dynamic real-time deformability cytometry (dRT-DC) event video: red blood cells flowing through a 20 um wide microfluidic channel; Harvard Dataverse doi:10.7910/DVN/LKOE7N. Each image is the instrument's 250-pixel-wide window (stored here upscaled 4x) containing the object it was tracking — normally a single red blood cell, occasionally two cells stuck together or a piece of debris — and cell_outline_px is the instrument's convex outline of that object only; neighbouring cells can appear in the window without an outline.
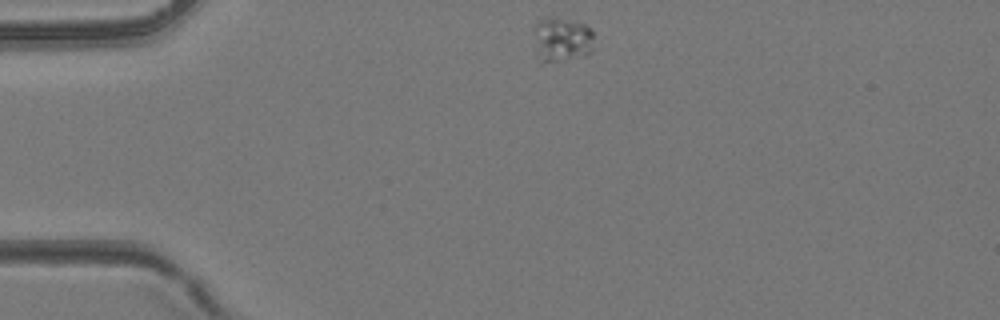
{"species": "common noctule bat (a hibernating species)", "species_latin": "Nyctalus noctula", "temperature_condition": "room temperature", "stored_images_in_passage": 36, "camera_frame_rate_fps": 3000, "um_per_image_px": 0.085, "animal": {"sex": "female", "body_mass_g": 24.6, "forearm_length_mm": 56.2}, "frame": {"image": 1, "passage_image": 1, "time_ms": 0.0, "image_size_px": [1000, 320], "cell_outline_px": [[592, 36], [588, 52], [584, 56], [564, 60], [544, 60], [536, 52], [536, 24], [540, 20], [556, 16], [584, 24], [592, 28]], "centroid_in_image_um": [47.78, 3.31], "position_along_channel_um": 37.2, "area_um2": 14.85}}
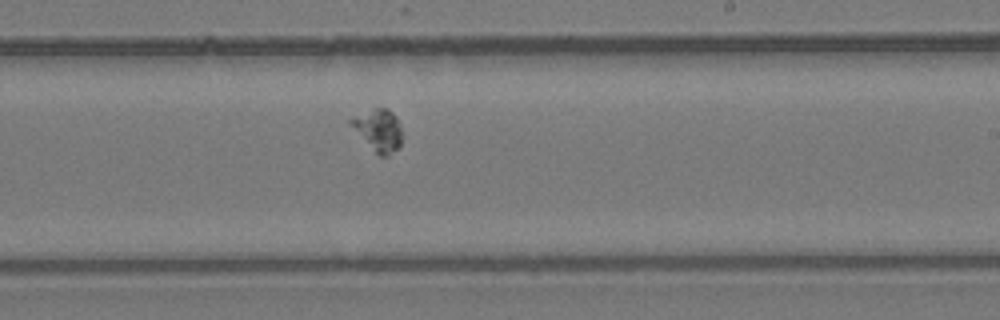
{"frame": {"image": 2, "passage_image": 18, "time_ms": 5.667, "image_size_px": [1000, 320], "cell_outline_px": [[400, 148], [388, 156], [380, 156], [348, 124], [348, 120], [376, 108], [388, 108], [396, 116], [400, 128]], "centroid_in_image_um": [32.18, 11.07], "position_along_channel_um": 256.8, "area_um2": 12.14}}
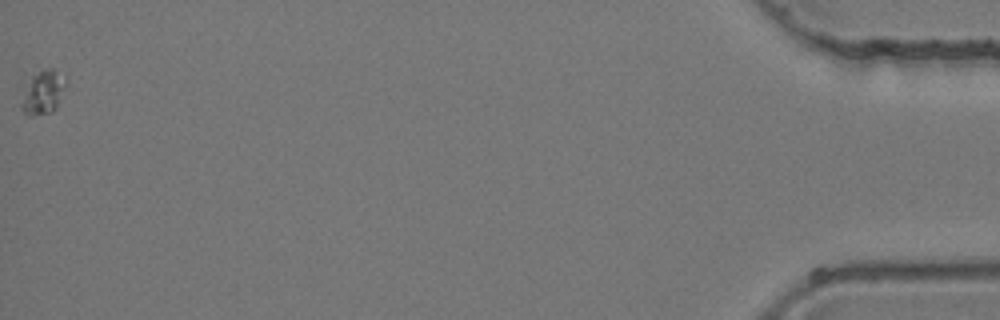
{"frame": {"image": 3, "passage_image": 36, "time_ms": 11.667, "image_size_px": [1000, 320], "cell_outline_px": [[68, 84], [56, 108], [52, 112], [32, 116], [28, 116], [20, 108], [20, 104], [32, 76], [48, 68], [52, 68]], "centroid_in_image_um": [3.68, 7.91], "position_along_channel_um": 431.5, "area_um2": 10.92}}